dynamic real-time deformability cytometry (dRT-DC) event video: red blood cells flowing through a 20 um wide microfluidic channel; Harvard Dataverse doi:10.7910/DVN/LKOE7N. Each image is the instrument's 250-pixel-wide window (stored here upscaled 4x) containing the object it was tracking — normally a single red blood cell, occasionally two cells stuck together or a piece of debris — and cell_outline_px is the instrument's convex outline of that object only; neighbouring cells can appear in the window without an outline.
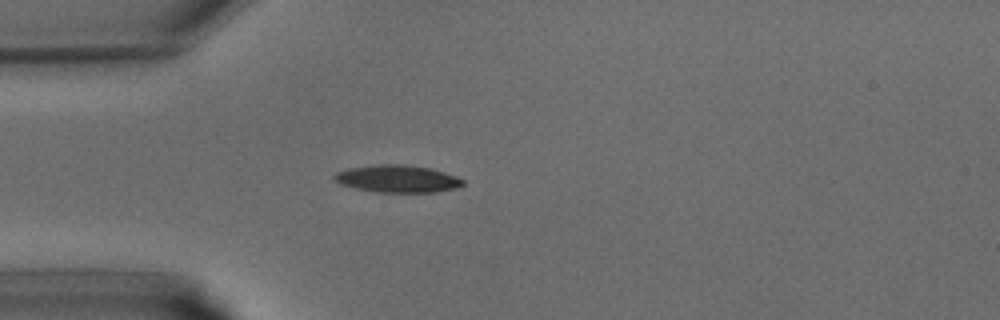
{"species": "common noctule bat (a hibernating species)", "species_latin": "Nyctalus noctula", "temperature_condition": "warm", "stored_images_in_passage": 30, "camera_frame_rate_fps": 3000, "um_per_image_px": 0.085, "animal": {"sex": "male", "body_mass_g": 15.6}, "frame": {"image": 1, "passage_image": 1, "time_ms": 0.0, "image_size_px": [1000, 320], "cell_outline_px": [[464, 184], [456, 188], [436, 192], [376, 192], [356, 188], [340, 184], [332, 176], [336, 172], [348, 168], [380, 164], [404, 164], [432, 168], [456, 176], [464, 180]], "centroid_in_image_um": [33.8, 15.19], "position_along_channel_um": 51.2, "area_um2": 20.52}}
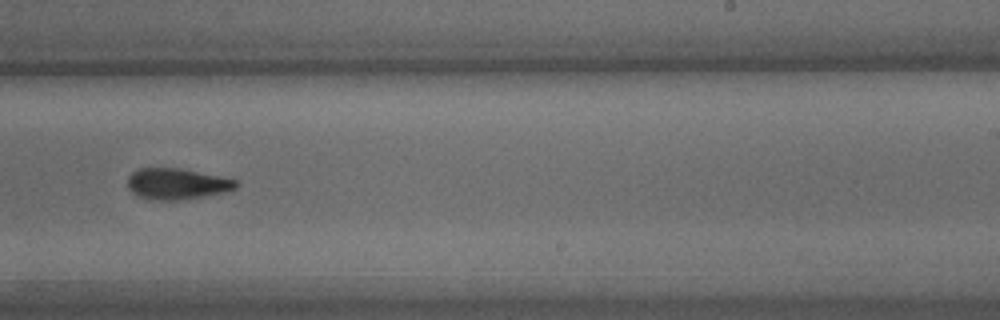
{"frame": {"image": 2, "passage_image": 15, "time_ms": 4.667, "image_size_px": [1000, 320], "cell_outline_px": [[240, 184], [236, 188], [228, 192], [180, 200], [152, 200], [136, 196], [128, 188], [128, 176], [132, 172], [140, 168], [180, 168], [220, 176], [236, 180]], "centroid_in_image_um": [15.04, 15.63], "position_along_channel_um": 274.0, "area_um2": 19.83}}
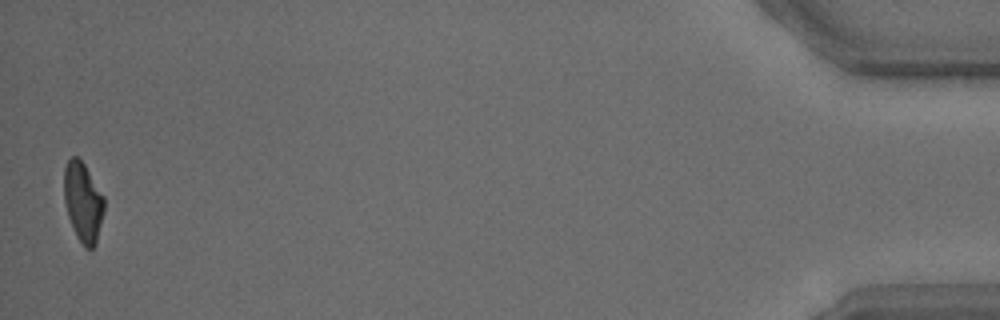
{"frame": {"image": 3, "passage_image": 30, "time_ms": 9.667, "image_size_px": [1000, 320], "cell_outline_px": [[104, 212], [96, 244], [92, 248], [84, 248], [76, 236], [68, 216], [64, 200], [64, 168], [68, 160], [72, 156], [76, 156], [84, 164], [104, 196]], "centroid_in_image_um": [7.06, 17.19], "position_along_channel_um": 428.1, "area_um2": 18.61}}